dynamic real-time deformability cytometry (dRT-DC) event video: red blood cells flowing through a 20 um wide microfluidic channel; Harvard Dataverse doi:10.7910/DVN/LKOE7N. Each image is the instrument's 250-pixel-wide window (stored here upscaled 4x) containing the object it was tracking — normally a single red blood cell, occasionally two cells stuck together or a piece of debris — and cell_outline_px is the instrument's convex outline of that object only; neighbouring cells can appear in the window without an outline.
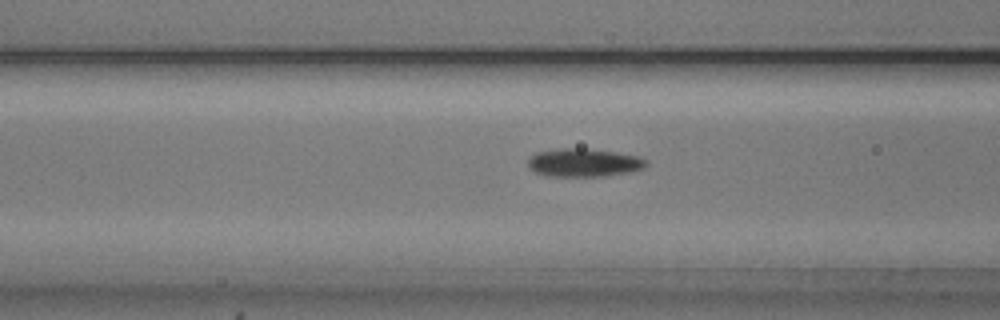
{"species": "common noctule bat (a hibernating species)", "species_latin": "Nyctalus noctula", "temperature_condition": "cold", "stored_images_in_passage": 53, "camera_frame_rate_fps": 3000, "um_per_image_px": 0.085, "animal": {"sex": "male", "body_mass_g": 20.5, "forearm_length_mm": 52.5}, "frame": {"image": 1, "passage_image": 21, "time_ms": 6.667, "image_size_px": [1000, 320], "cell_outline_px": [[648, 164], [644, 168], [628, 172], [604, 176], [548, 176], [536, 172], [528, 168], [528, 160], [536, 152], [560, 148], [584, 148], [616, 152], [640, 156], [648, 160]], "centroid_in_image_um": [49.65, 13.82], "position_along_channel_um": 117.0, "area_um2": 19.54}}
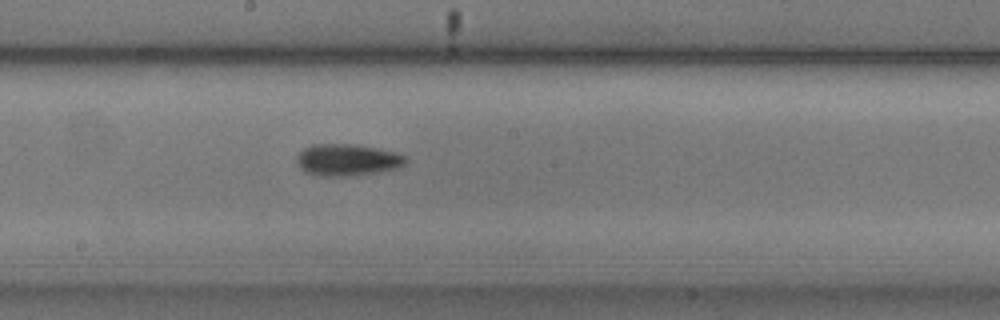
{"frame": {"image": 2, "passage_image": 29, "time_ms": 9.333, "image_size_px": [1000, 320], "cell_outline_px": [[408, 160], [404, 164], [396, 168], [376, 172], [344, 176], [320, 176], [304, 172], [300, 168], [296, 160], [296, 156], [304, 148], [312, 144], [352, 144], [376, 148], [396, 152], [404, 156]], "centroid_in_image_um": [29.47, 13.58], "position_along_channel_um": 218.7, "area_um2": 20.06}}
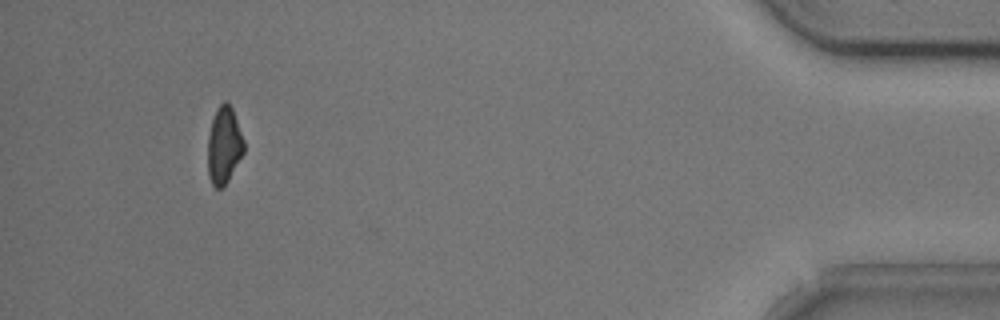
{"frame": {"image": 3, "passage_image": 50, "time_ms": 16.333, "image_size_px": [1000, 320], "cell_outline_px": [[244, 152], [228, 180], [220, 188], [216, 188], [212, 184], [208, 176], [208, 136], [212, 120], [216, 108], [224, 100], [232, 108], [244, 140]], "centroid_in_image_um": [19.03, 12.34], "position_along_channel_um": 416.2, "area_um2": 16.07}, "authors_computed_cell_mechanics": {"area_um2": 17.9758, "velocity_mm_per_s": 3.8045, "shape_relaxation_time_tau1_ms": 2.4975, "shape_relaxation_time_tau2_ms": null, "deformation_change_tau1": 0.1097, "deformation_change_tau2": null}}